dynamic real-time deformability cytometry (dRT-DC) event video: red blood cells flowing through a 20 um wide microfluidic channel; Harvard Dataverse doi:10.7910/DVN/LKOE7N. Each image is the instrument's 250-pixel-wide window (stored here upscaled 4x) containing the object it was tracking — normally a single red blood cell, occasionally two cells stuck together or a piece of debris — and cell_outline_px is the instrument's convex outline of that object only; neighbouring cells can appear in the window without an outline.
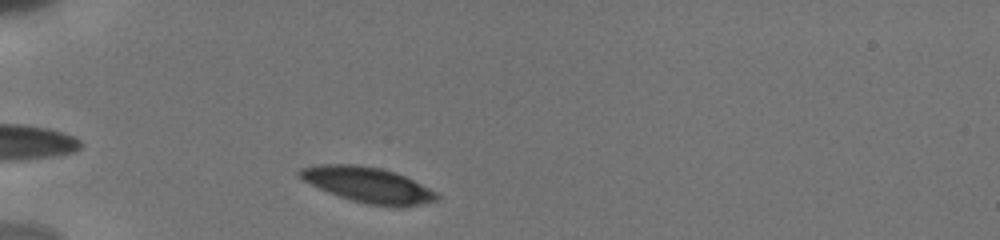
{"species": "human", "species_latin": "Homo sapiens", "temperature_condition": "cold", "stored_images_in_passage": 41, "camera_frame_rate_fps": 3000, "um_per_image_px": 0.085, "donor": {"sex": "male"}, "frame": {"image": 1, "passage_image": 1, "time_ms": 0.0, "image_size_px": [1000, 240], "cell_outline_px": [[440, 200], [400, 208], [368, 204], [352, 200], [328, 192], [296, 176], [296, 172], [300, 168], [320, 164], [356, 164], [380, 168], [396, 172], [436, 192], [440, 196]], "centroid_in_image_um": [31.28, 15.71], "position_along_channel_um": 53.7, "area_um2": 28.26}}
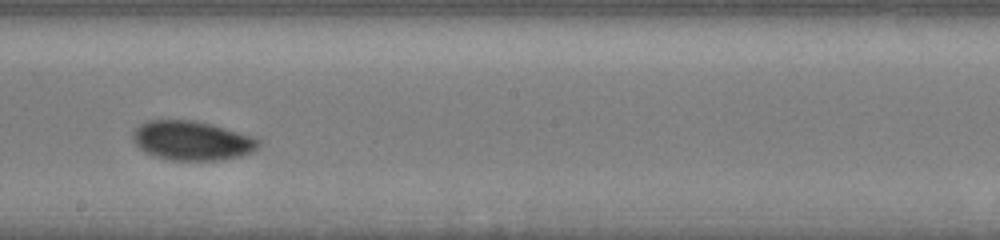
{"frame": {"image": 2, "passage_image": 21, "time_ms": 5.333, "image_size_px": [1000, 240], "cell_outline_px": [[260, 144], [252, 152], [240, 156], [220, 160], [172, 160], [156, 156], [144, 152], [132, 140], [132, 132], [140, 124], [148, 120], [196, 120], [212, 124], [252, 136], [260, 140]], "centroid_in_image_um": [16.3, 11.94], "position_along_channel_um": 231.9, "area_um2": 28.78}}
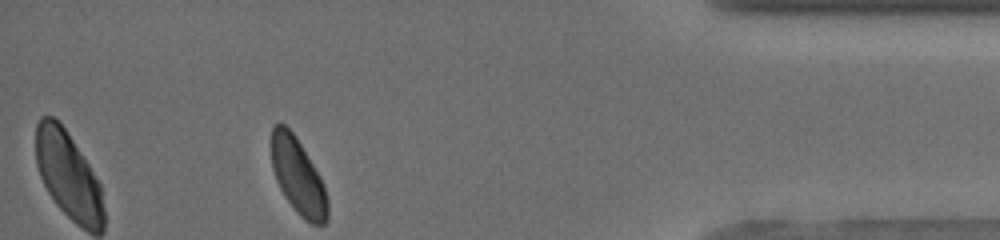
{"frame": {"image": 3, "passage_image": 41, "time_ms": 11.0, "image_size_px": [1000, 240], "cell_outline_px": [[328, 220], [324, 224], [312, 224], [304, 220], [296, 212], [284, 196], [276, 180], [272, 168], [272, 124], [284, 124], [296, 136], [320, 176], [324, 184], [328, 200]], "centroid_in_image_um": [25.35, 15.02], "position_along_channel_um": 409.9, "area_um2": 24.91}, "authors_computed_cell_mechanics": {"area_um2": 28.3798, "velocity_mm_per_s": 3.7941, "shape_relaxation_time_tau1_ms": 3.6551, "shape_relaxation_time_tau2_ms": 1.547, "deformation_change_tau1": 0.1046, "deformation_change_tau2": 0.0416}}